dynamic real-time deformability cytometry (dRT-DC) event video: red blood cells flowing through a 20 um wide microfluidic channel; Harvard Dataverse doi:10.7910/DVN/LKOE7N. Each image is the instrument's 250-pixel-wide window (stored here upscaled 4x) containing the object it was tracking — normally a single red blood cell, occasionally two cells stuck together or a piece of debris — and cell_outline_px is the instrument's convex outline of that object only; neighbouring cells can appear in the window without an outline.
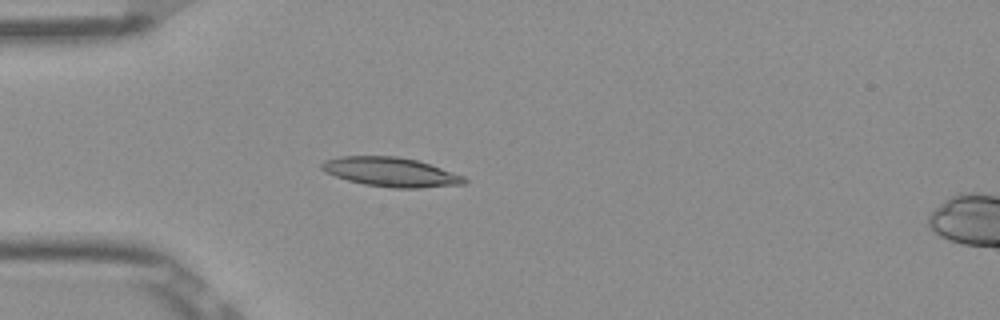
{"species": "Egyptian fruit bat (a non-hibernating species)", "species_latin": "Rousettus aegyptiacus", "temperature_condition": "room temperature", "stored_images_in_passage": 52, "camera_frame_rate_fps": 3000, "um_per_image_px": 0.085, "frame": {"image": 1, "passage_image": 15, "time_ms": 4.667, "image_size_px": [1000, 320], "cell_outline_px": [[468, 180], [464, 184], [420, 188], [392, 188], [364, 184], [348, 180], [324, 172], [320, 168], [320, 164], [324, 160], [340, 156], [396, 156], [416, 160], [464, 176]], "centroid_in_image_um": [33.18, 14.62], "position_along_channel_um": 51.8, "area_um2": 24.22}}
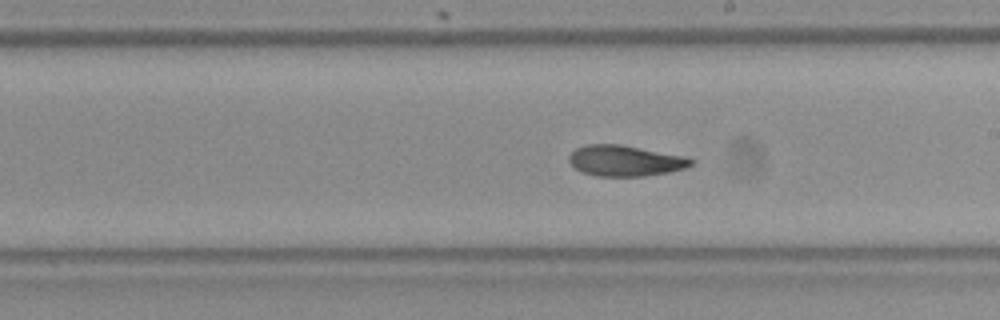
{"frame": {"image": 2, "passage_image": 30, "time_ms": 9.667, "image_size_px": [1000, 320], "cell_outline_px": [[696, 160], [692, 164], [684, 168], [668, 172], [644, 176], [596, 176], [584, 172], [576, 168], [568, 160], [568, 156], [576, 148], [584, 144], [620, 144], [684, 156]], "centroid_in_image_um": [53.13, 13.65], "position_along_channel_um": 235.9, "area_um2": 21.79}}
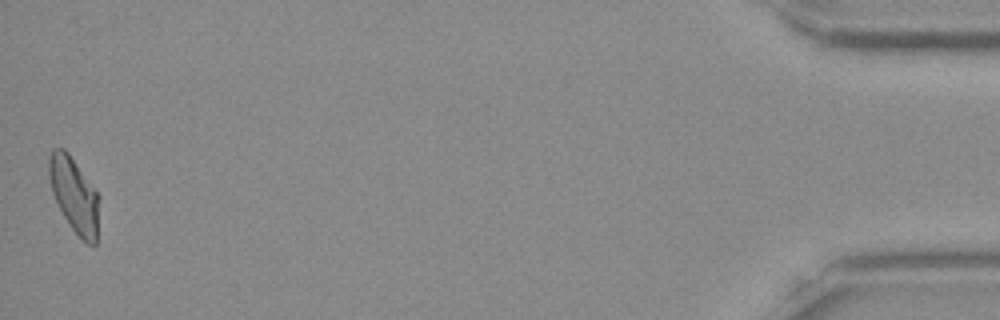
{"frame": {"image": 3, "passage_image": 52, "time_ms": 17.0, "image_size_px": [1000, 320], "cell_outline_px": [[100, 196], [96, 244], [88, 244], [72, 228], [64, 216], [52, 192], [48, 176], [48, 156], [52, 148], [64, 148], [68, 152]], "centroid_in_image_um": [6.3, 16.53], "position_along_channel_um": 428.9, "area_um2": 21.79}, "authors_computed_cell_mechanics": {"area_um2": 22.1374, "velocity_mm_per_s": 3.8885, "shape_relaxation_time_tau1_ms": 8.3305, "shape_relaxation_time_tau2_ms": 4.3687, "deformation_change_tau1": 0.2117, "deformation_change_tau2": 0.1076}}